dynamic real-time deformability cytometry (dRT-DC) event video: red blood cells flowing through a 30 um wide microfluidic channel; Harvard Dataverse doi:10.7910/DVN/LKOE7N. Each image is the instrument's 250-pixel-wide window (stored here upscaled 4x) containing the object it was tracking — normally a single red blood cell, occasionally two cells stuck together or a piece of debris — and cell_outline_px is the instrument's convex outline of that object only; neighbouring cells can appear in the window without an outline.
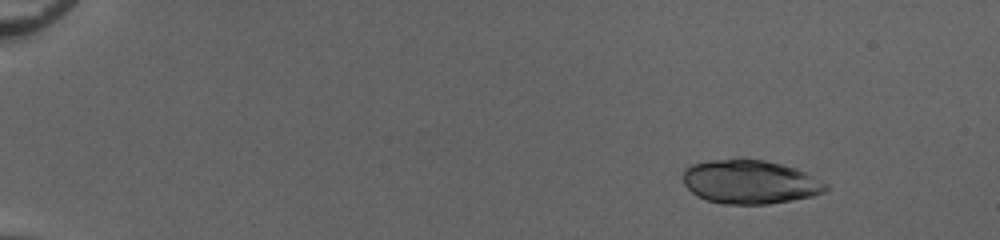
{"species": "common noctule bat (a hibernating species)", "species_latin": "Nyctalus noctula", "temperature_condition": "cold", "stored_images_in_passage": 40, "camera_frame_rate_fps": 3000, "um_per_image_px": 0.085, "animal": {"sex": "female", "body_mass_g": 20.0, "forearm_length_mm": 54.0}, "frame": {"image": 1, "passage_image": 7, "time_ms": 2.0, "image_size_px": [1000, 240], "cell_outline_px": [[828, 188], [824, 192], [812, 196], [792, 200], [768, 204], [724, 204], [708, 200], [692, 192], [684, 184], [684, 168], [692, 164], [708, 160], [764, 160], [796, 168], [828, 184]], "centroid_in_image_um": [63.76, 15.47], "position_along_channel_um": 21.2, "area_um2": 36.01}}
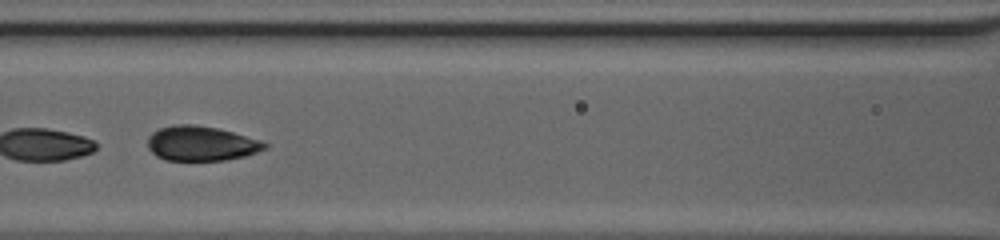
{"frame": {"image": 2, "passage_image": 27, "time_ms": 8.667, "image_size_px": [1000, 240], "cell_outline_px": [[268, 148], [244, 156], [228, 160], [164, 160], [156, 156], [148, 148], [148, 136], [152, 132], [160, 128], [172, 124], [196, 124], [216, 128], [264, 140], [268, 144]], "centroid_in_image_um": [17.11, 12.19], "position_along_channel_um": 149.5, "area_um2": 23.93}}